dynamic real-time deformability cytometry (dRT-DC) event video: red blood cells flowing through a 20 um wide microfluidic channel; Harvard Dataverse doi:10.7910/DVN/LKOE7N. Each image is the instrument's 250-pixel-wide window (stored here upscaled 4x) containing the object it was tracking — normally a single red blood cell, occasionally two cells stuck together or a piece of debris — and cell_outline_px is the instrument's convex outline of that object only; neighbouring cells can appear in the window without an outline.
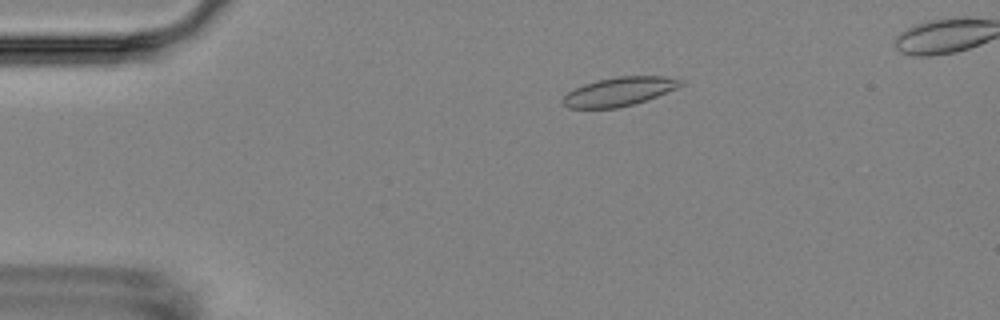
{"species": "Egyptian fruit bat (a non-hibernating species)", "species_latin": "Rousettus aegyptiacus", "temperature_condition": "room temperature", "stored_images_in_passage": 5, "camera_frame_rate_fps": 3000, "um_per_image_px": 0.085, "animal": {"sex": "female"}, "frame": {"image": 1, "passage_image": 3, "time_ms": 2.0, "image_size_px": [1000, 320], "cell_outline_px": [[684, 84], [676, 88], [656, 96], [632, 104], [616, 108], [568, 108], [560, 100], [568, 92], [584, 84], [596, 80], [616, 76], [664, 76], [684, 80]], "centroid_in_image_um": [52.61, 7.77], "position_along_channel_um": 32.4, "area_um2": 19.59}}